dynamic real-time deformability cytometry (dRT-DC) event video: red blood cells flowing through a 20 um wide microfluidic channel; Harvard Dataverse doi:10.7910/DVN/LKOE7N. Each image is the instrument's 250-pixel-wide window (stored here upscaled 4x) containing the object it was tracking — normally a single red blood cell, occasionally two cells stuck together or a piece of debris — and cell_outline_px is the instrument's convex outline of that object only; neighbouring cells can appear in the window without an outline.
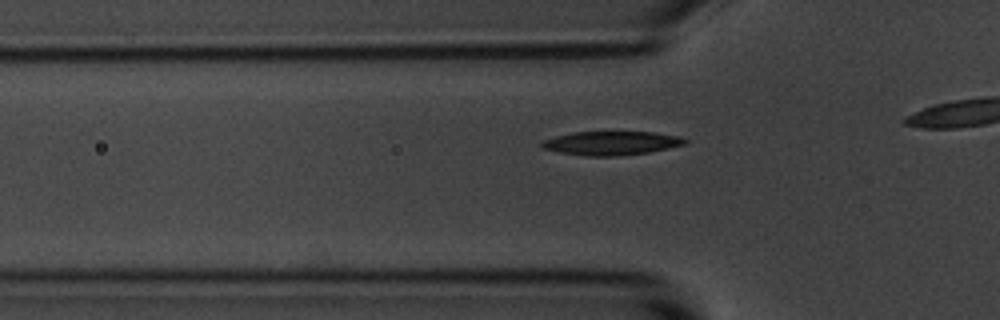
{"species": "common noctule bat (a hibernating species)", "species_latin": "Nyctalus noctula", "temperature_condition": "room temperature", "stored_images_in_passage": 12, "camera_frame_rate_fps": 3000, "um_per_image_px": 0.085, "animal": {"sex": "male", "body_mass_g": 20.1, "forearm_length_mm": 53.5}, "frame": {"image": 1, "passage_image": 6, "time_ms": 1.667, "image_size_px": [1000, 320], "cell_outline_px": [[688, 144], [648, 152], [616, 156], [588, 156], [560, 152], [540, 148], [540, 144], [544, 140], [556, 136], [572, 132], [652, 132], [680, 136], [688, 140]], "centroid_in_image_um": [51.98, 12.16], "position_along_channel_um": 73.8, "area_um2": 19.83}}
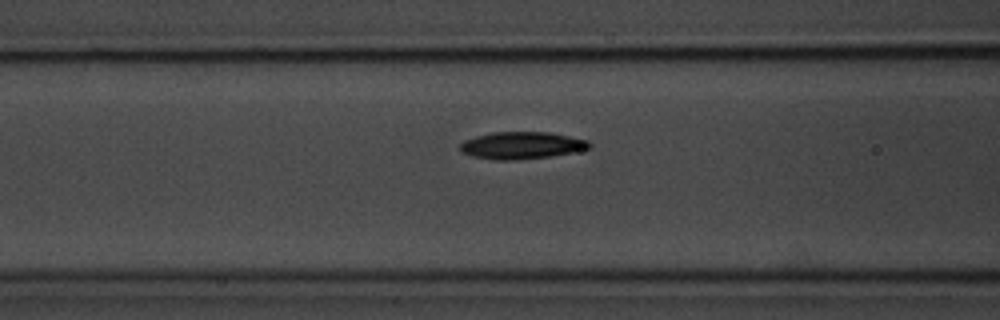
{"frame": {"image": 2, "passage_image": 10, "time_ms": 3.0, "image_size_px": [1000, 320], "cell_outline_px": [[592, 148], [552, 156], [516, 160], [496, 160], [472, 156], [460, 152], [460, 144], [464, 140], [476, 136], [492, 132], [548, 132], [588, 140], [592, 144]], "centroid_in_image_um": [44.34, 12.36], "position_along_channel_um": 122.3, "area_um2": 20.52}}